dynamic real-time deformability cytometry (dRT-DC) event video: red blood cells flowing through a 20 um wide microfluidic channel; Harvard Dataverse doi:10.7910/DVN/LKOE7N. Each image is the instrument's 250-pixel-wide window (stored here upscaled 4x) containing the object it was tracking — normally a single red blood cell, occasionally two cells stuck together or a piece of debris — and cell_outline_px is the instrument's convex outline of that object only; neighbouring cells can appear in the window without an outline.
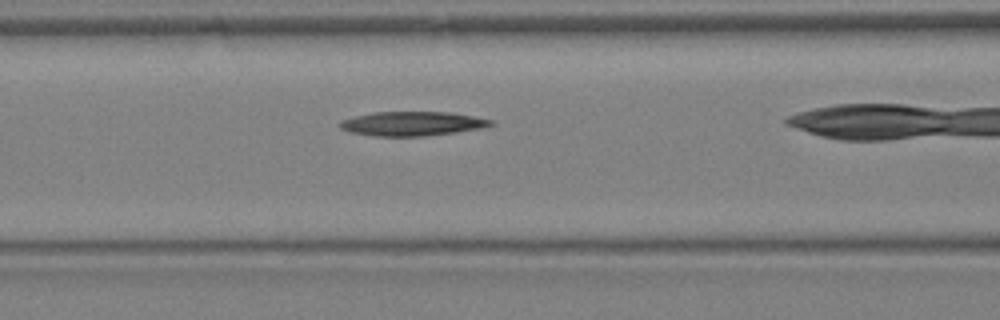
{"species": "Egyptian fruit bat (a non-hibernating species)", "species_latin": "Rousettus aegyptiacus", "temperature_condition": "warm", "stored_images_in_passage": 22, "camera_frame_rate_fps": 3000, "um_per_image_px": 0.085, "animal": {"sex": "female"}, "frame": {"image": 1, "passage_image": 11, "time_ms": 3.333, "image_size_px": [1000, 320], "cell_outline_px": [[496, 124], [484, 128], [456, 132], [424, 136], [376, 136], [352, 132], [340, 128], [340, 124], [344, 120], [356, 116], [376, 112], [452, 112], [496, 120]], "centroid_in_image_um": [35.17, 10.51], "position_along_channel_um": 131.4, "area_um2": 21.27}}
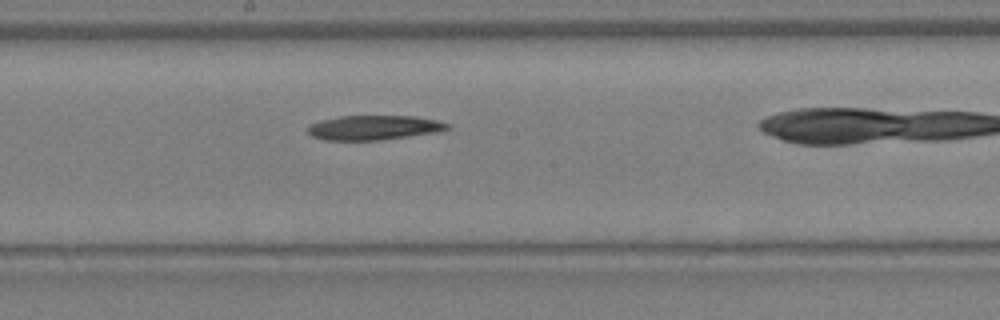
{"frame": {"image": 2, "passage_image": 15, "time_ms": 4.667, "image_size_px": [1000, 320], "cell_outline_px": [[452, 128], [440, 132], [380, 140], [324, 140], [312, 136], [308, 132], [308, 124], [320, 120], [340, 116], [416, 116], [436, 120], [452, 124]], "centroid_in_image_um": [31.83, 10.84], "position_along_channel_um": 216.4, "area_um2": 20.23}}
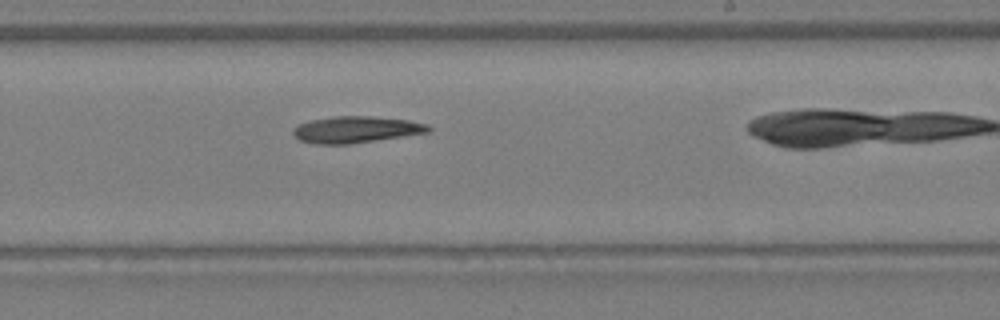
{"frame": {"image": 3, "passage_image": 17, "time_ms": 5.333, "image_size_px": [1000, 320], "cell_outline_px": [[432, 132], [348, 144], [316, 144], [300, 140], [292, 132], [292, 128], [308, 120], [336, 116], [372, 116], [408, 120], [428, 124], [432, 128]], "centroid_in_image_um": [30.29, 11.0], "position_along_channel_um": 258.7, "area_um2": 20.98}}